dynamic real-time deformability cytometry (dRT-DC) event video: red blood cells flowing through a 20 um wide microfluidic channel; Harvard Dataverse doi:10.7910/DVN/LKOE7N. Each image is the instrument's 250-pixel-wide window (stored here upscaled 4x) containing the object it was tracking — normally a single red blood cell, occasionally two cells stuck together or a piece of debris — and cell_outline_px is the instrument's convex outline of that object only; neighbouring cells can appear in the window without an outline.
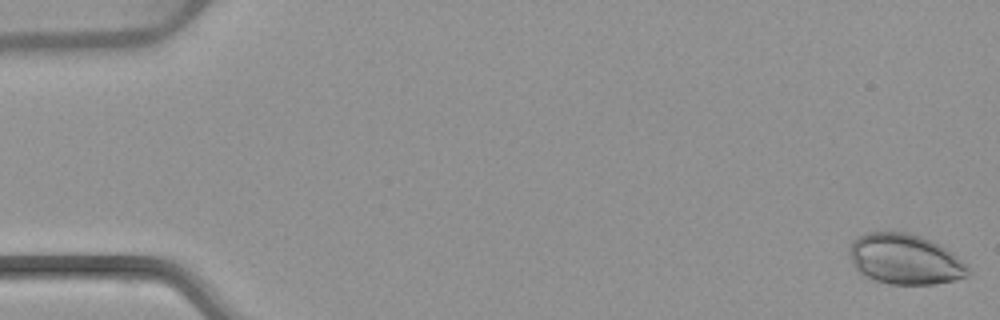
{"species": "common noctule bat (a hibernating species)", "species_latin": "Nyctalus noctula", "temperature_condition": "warm", "stored_images_in_passage": 5, "camera_frame_rate_fps": 3000, "um_per_image_px": 0.085, "animal": {"sex": "female", "body_mass_g": 22.7, "forearm_length_mm": 54.2}, "frame": {"image": 1, "passage_image": 1, "time_ms": 0.0, "image_size_px": [1000, 320], "cell_outline_px": [[968, 276], [956, 280], [936, 284], [888, 284], [864, 276], [856, 268], [848, 252], [852, 240], [868, 232], [908, 232], [920, 236], [940, 244], [952, 252], [968, 268]], "centroid_in_image_um": [76.91, 22.03], "position_along_channel_um": 8.1, "area_um2": 34.68}}
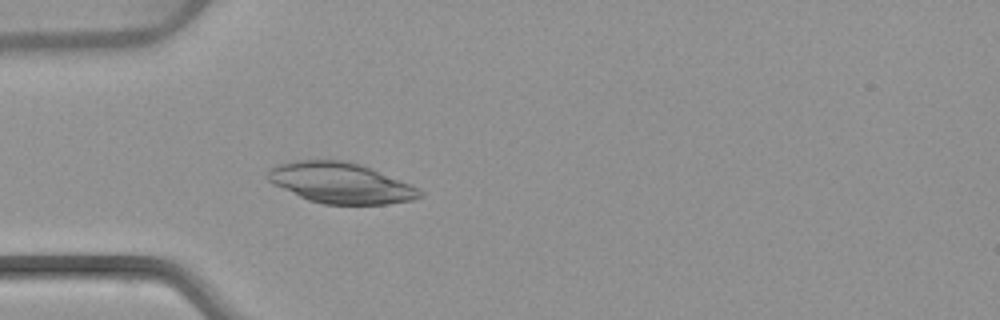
{"frame": {"image": 2, "passage_image": 5, "time_ms": 5.0, "image_size_px": [1000, 320], "cell_outline_px": [[424, 196], [412, 200], [388, 204], [324, 204], [308, 200], [272, 184], [264, 176], [272, 168], [280, 164], [296, 160], [344, 160], [360, 164], [372, 168], [412, 184], [424, 192]], "centroid_in_image_um": [28.99, 15.55], "position_along_channel_um": 56.0, "area_um2": 36.18}}